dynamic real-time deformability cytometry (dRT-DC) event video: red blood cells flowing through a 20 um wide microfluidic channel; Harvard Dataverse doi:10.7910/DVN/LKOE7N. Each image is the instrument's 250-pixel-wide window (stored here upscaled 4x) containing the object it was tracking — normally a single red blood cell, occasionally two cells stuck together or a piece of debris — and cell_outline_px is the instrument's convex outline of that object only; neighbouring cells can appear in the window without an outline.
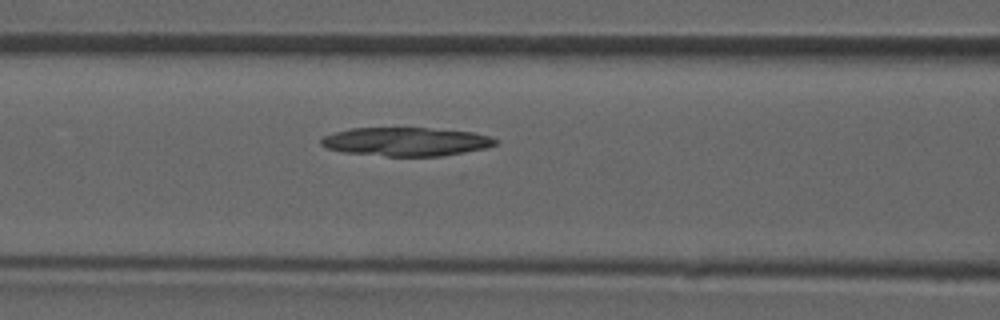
{"species": "common noctule bat (a hibernating species)", "species_latin": "Nyctalus noctula", "temperature_condition": "room temperature", "stored_images_in_passage": 37, "camera_frame_rate_fps": 3000, "um_per_image_px": 0.085, "animal": {"sex": "male", "forearm_length_mm": 52.5}, "frame": {"image": 1, "passage_image": 15, "time_ms": 4.667, "image_size_px": [1000, 320], "cell_outline_px": [[500, 140], [496, 144], [484, 148], [464, 152], [440, 156], [388, 156], [344, 152], [328, 148], [320, 144], [320, 140], [324, 136], [336, 132], [352, 128], [428, 128], [472, 132], [488, 136]], "centroid_in_image_um": [34.52, 12.04], "position_along_channel_um": 132.1, "area_um2": 28.78}}
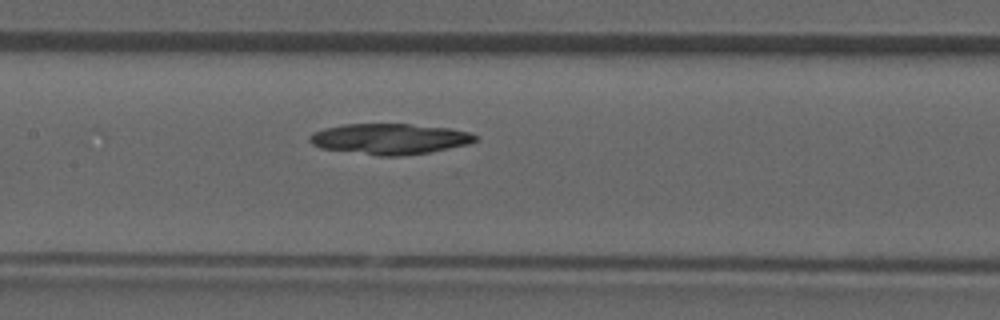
{"frame": {"image": 2, "passage_image": 18, "time_ms": 5.667, "image_size_px": [1000, 320], "cell_outline_px": [[480, 136], [476, 140], [468, 144], [428, 152], [400, 156], [380, 156], [320, 148], [312, 144], [308, 140], [308, 136], [312, 132], [324, 128], [344, 124], [408, 124], [448, 128], [468, 132]], "centroid_in_image_um": [33.08, 11.8], "position_along_channel_um": 174.3, "area_um2": 29.59}}